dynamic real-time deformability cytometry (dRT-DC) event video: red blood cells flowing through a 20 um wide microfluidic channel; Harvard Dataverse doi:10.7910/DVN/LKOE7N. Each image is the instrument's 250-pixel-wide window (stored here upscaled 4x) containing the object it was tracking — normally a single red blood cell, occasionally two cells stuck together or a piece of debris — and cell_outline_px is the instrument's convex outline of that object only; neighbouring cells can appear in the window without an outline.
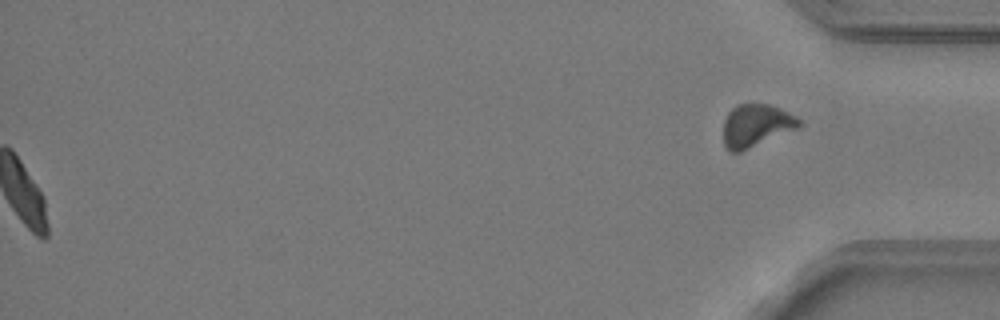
{"species": "common noctule bat (a hibernating species)", "species_latin": "Nyctalus noctula", "temperature_condition": "warm", "stored_images_in_passage": 53, "segment_of_instrument_passage": [2, 2], "camera_frame_rate_fps": 3000, "um_per_image_px": 0.085, "animal": {"sex": "male", "body_mass_g": 19.2, "forearm_length_mm": 51.8}, "frame": {"image": 1, "passage_image": 53, "time_ms": 17.333, "image_size_px": [1000, 320], "cell_outline_px": [[804, 124], [800, 128], [740, 152], [728, 152], [724, 144], [724, 120], [728, 112], [736, 104], [768, 104], [780, 108], [796, 116]], "centroid_in_image_um": [64.29, 10.67], "position_along_channel_um": 370.9, "area_um2": 19.07}}